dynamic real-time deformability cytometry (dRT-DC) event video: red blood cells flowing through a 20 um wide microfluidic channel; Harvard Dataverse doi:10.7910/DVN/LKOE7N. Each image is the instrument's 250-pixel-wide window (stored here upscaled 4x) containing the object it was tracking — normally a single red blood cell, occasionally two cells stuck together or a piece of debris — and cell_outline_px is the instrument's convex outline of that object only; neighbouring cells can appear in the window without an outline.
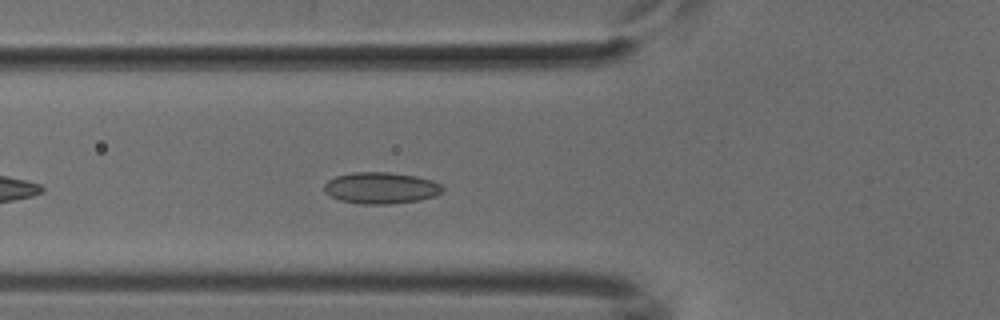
{"species": "common noctule bat (a hibernating species)", "species_latin": "Nyctalus noctula", "temperature_condition": "cold", "stored_images_in_passage": 39, "camera_frame_rate_fps": 3000, "um_per_image_px": 0.085, "animal": {"sex": "male", "body_mass_g": 18.8}, "frame": {"image": 1, "passage_image": 6, "time_ms": 1.667, "image_size_px": [1000, 320], "cell_outline_px": [[444, 192], [436, 196], [420, 200], [388, 204], [360, 204], [340, 200], [324, 192], [324, 184], [328, 180], [336, 176], [352, 172], [388, 172], [416, 176], [432, 180], [440, 184], [444, 188]], "centroid_in_image_um": [32.4, 15.98], "position_along_channel_um": 93.4, "area_um2": 21.85}}
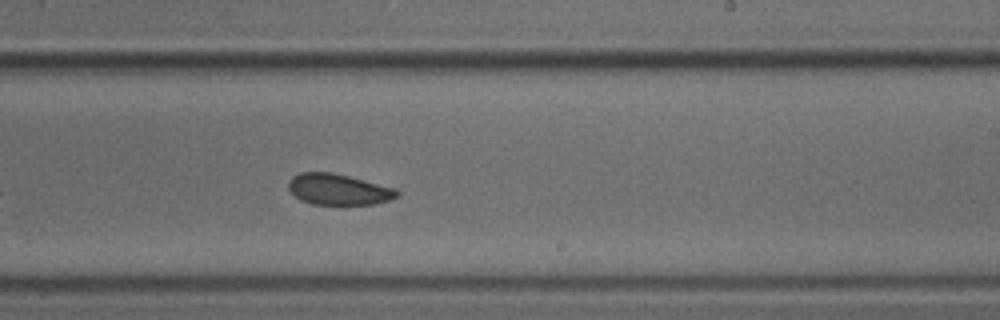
{"frame": {"image": 2, "passage_image": 19, "time_ms": 6.0, "image_size_px": [1000, 320], "cell_outline_px": [[400, 196], [388, 200], [372, 204], [312, 204], [300, 200], [288, 188], [288, 180], [292, 176], [300, 172], [332, 172], [396, 188], [400, 192]], "centroid_in_image_um": [28.76, 16.09], "position_along_channel_um": 260.2, "area_um2": 19.59}}
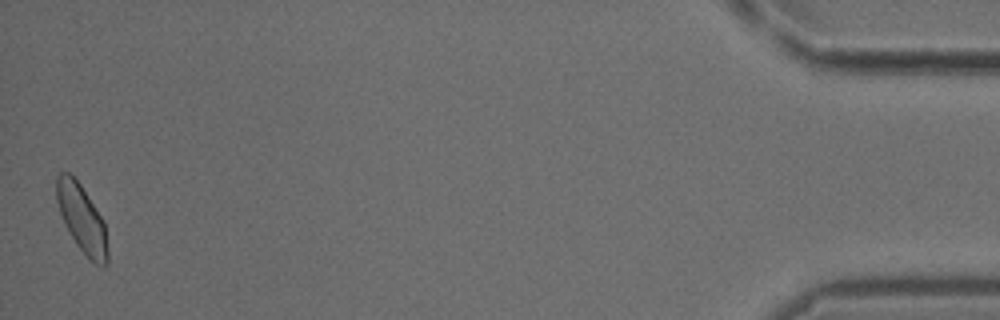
{"frame": {"image": 3, "passage_image": 39, "time_ms": 12.667, "image_size_px": [1000, 320], "cell_outline_px": [[108, 264], [104, 268], [96, 264], [76, 244], [68, 232], [64, 224], [56, 200], [56, 176], [60, 172], [68, 172], [80, 184], [104, 220], [108, 248]], "centroid_in_image_um": [6.96, 18.6], "position_along_channel_um": 428.2, "area_um2": 20.17}}